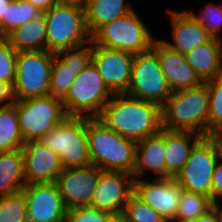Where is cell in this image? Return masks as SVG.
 Here are the masks:
<instances>
[{"label": "cell", "instance_id": "cell-1", "mask_svg": "<svg viewBox=\"0 0 222 222\" xmlns=\"http://www.w3.org/2000/svg\"><path fill=\"white\" fill-rule=\"evenodd\" d=\"M98 118L119 135L136 142L162 130V107L126 93L113 94Z\"/></svg>", "mask_w": 222, "mask_h": 222}, {"label": "cell", "instance_id": "cell-2", "mask_svg": "<svg viewBox=\"0 0 222 222\" xmlns=\"http://www.w3.org/2000/svg\"><path fill=\"white\" fill-rule=\"evenodd\" d=\"M87 139L91 164L101 170L133 175L136 141L119 135L98 117H87Z\"/></svg>", "mask_w": 222, "mask_h": 222}, {"label": "cell", "instance_id": "cell-3", "mask_svg": "<svg viewBox=\"0 0 222 222\" xmlns=\"http://www.w3.org/2000/svg\"><path fill=\"white\" fill-rule=\"evenodd\" d=\"M209 90L206 82L173 91L162 106V128L208 136Z\"/></svg>", "mask_w": 222, "mask_h": 222}, {"label": "cell", "instance_id": "cell-4", "mask_svg": "<svg viewBox=\"0 0 222 222\" xmlns=\"http://www.w3.org/2000/svg\"><path fill=\"white\" fill-rule=\"evenodd\" d=\"M46 20L47 51L56 53L89 44L85 10L58 2L43 12Z\"/></svg>", "mask_w": 222, "mask_h": 222}, {"label": "cell", "instance_id": "cell-5", "mask_svg": "<svg viewBox=\"0 0 222 222\" xmlns=\"http://www.w3.org/2000/svg\"><path fill=\"white\" fill-rule=\"evenodd\" d=\"M40 141L59 155L63 169L91 164L88 153L87 117L67 116Z\"/></svg>", "mask_w": 222, "mask_h": 222}, {"label": "cell", "instance_id": "cell-6", "mask_svg": "<svg viewBox=\"0 0 222 222\" xmlns=\"http://www.w3.org/2000/svg\"><path fill=\"white\" fill-rule=\"evenodd\" d=\"M112 95L91 61L76 76L62 102L67 116L94 118L101 115Z\"/></svg>", "mask_w": 222, "mask_h": 222}, {"label": "cell", "instance_id": "cell-7", "mask_svg": "<svg viewBox=\"0 0 222 222\" xmlns=\"http://www.w3.org/2000/svg\"><path fill=\"white\" fill-rule=\"evenodd\" d=\"M91 41L108 49L136 55L150 51L155 38L145 22L132 10L101 27L91 37Z\"/></svg>", "mask_w": 222, "mask_h": 222}, {"label": "cell", "instance_id": "cell-8", "mask_svg": "<svg viewBox=\"0 0 222 222\" xmlns=\"http://www.w3.org/2000/svg\"><path fill=\"white\" fill-rule=\"evenodd\" d=\"M55 53L47 50L17 52L14 100L49 95L50 75Z\"/></svg>", "mask_w": 222, "mask_h": 222}, {"label": "cell", "instance_id": "cell-9", "mask_svg": "<svg viewBox=\"0 0 222 222\" xmlns=\"http://www.w3.org/2000/svg\"><path fill=\"white\" fill-rule=\"evenodd\" d=\"M24 142L40 140L60 124L67 114L62 99L52 95L14 100Z\"/></svg>", "mask_w": 222, "mask_h": 222}, {"label": "cell", "instance_id": "cell-10", "mask_svg": "<svg viewBox=\"0 0 222 222\" xmlns=\"http://www.w3.org/2000/svg\"><path fill=\"white\" fill-rule=\"evenodd\" d=\"M221 158L214 136L202 137L192 148L190 156L175 180L183 190L211 198L212 176Z\"/></svg>", "mask_w": 222, "mask_h": 222}, {"label": "cell", "instance_id": "cell-11", "mask_svg": "<svg viewBox=\"0 0 222 222\" xmlns=\"http://www.w3.org/2000/svg\"><path fill=\"white\" fill-rule=\"evenodd\" d=\"M171 93L157 55L152 50L136 54L126 94L162 107Z\"/></svg>", "mask_w": 222, "mask_h": 222}, {"label": "cell", "instance_id": "cell-12", "mask_svg": "<svg viewBox=\"0 0 222 222\" xmlns=\"http://www.w3.org/2000/svg\"><path fill=\"white\" fill-rule=\"evenodd\" d=\"M22 191L28 222H67V209L55 182L26 184Z\"/></svg>", "mask_w": 222, "mask_h": 222}, {"label": "cell", "instance_id": "cell-13", "mask_svg": "<svg viewBox=\"0 0 222 222\" xmlns=\"http://www.w3.org/2000/svg\"><path fill=\"white\" fill-rule=\"evenodd\" d=\"M134 57L130 52L108 49L92 42V63L112 94L127 92Z\"/></svg>", "mask_w": 222, "mask_h": 222}, {"label": "cell", "instance_id": "cell-14", "mask_svg": "<svg viewBox=\"0 0 222 222\" xmlns=\"http://www.w3.org/2000/svg\"><path fill=\"white\" fill-rule=\"evenodd\" d=\"M133 193L132 175L121 171L101 170L89 207L119 216Z\"/></svg>", "mask_w": 222, "mask_h": 222}, {"label": "cell", "instance_id": "cell-15", "mask_svg": "<svg viewBox=\"0 0 222 222\" xmlns=\"http://www.w3.org/2000/svg\"><path fill=\"white\" fill-rule=\"evenodd\" d=\"M100 172L93 164L63 169L55 183L67 210L90 206Z\"/></svg>", "mask_w": 222, "mask_h": 222}, {"label": "cell", "instance_id": "cell-16", "mask_svg": "<svg viewBox=\"0 0 222 222\" xmlns=\"http://www.w3.org/2000/svg\"><path fill=\"white\" fill-rule=\"evenodd\" d=\"M183 189L174 178H155L151 182L134 179V194L168 222H173Z\"/></svg>", "mask_w": 222, "mask_h": 222}, {"label": "cell", "instance_id": "cell-17", "mask_svg": "<svg viewBox=\"0 0 222 222\" xmlns=\"http://www.w3.org/2000/svg\"><path fill=\"white\" fill-rule=\"evenodd\" d=\"M151 50L157 55L161 70L172 92L189 89L203 82L188 64L185 55L171 49L163 40L155 39Z\"/></svg>", "mask_w": 222, "mask_h": 222}, {"label": "cell", "instance_id": "cell-18", "mask_svg": "<svg viewBox=\"0 0 222 222\" xmlns=\"http://www.w3.org/2000/svg\"><path fill=\"white\" fill-rule=\"evenodd\" d=\"M22 151L26 184L55 182L63 171L59 155L40 140L26 142Z\"/></svg>", "mask_w": 222, "mask_h": 222}, {"label": "cell", "instance_id": "cell-19", "mask_svg": "<svg viewBox=\"0 0 222 222\" xmlns=\"http://www.w3.org/2000/svg\"><path fill=\"white\" fill-rule=\"evenodd\" d=\"M153 172L158 178H167L165 161V128L152 136L137 142L134 179H141L146 171Z\"/></svg>", "mask_w": 222, "mask_h": 222}, {"label": "cell", "instance_id": "cell-20", "mask_svg": "<svg viewBox=\"0 0 222 222\" xmlns=\"http://www.w3.org/2000/svg\"><path fill=\"white\" fill-rule=\"evenodd\" d=\"M168 12L171 16L173 43L163 41L171 49L185 55L194 47L205 44L212 38L207 30L185 10L183 12L168 10Z\"/></svg>", "mask_w": 222, "mask_h": 222}, {"label": "cell", "instance_id": "cell-21", "mask_svg": "<svg viewBox=\"0 0 222 222\" xmlns=\"http://www.w3.org/2000/svg\"><path fill=\"white\" fill-rule=\"evenodd\" d=\"M203 136L190 131L165 129L167 178H176L186 164L194 145ZM192 142V143H191Z\"/></svg>", "mask_w": 222, "mask_h": 222}, {"label": "cell", "instance_id": "cell-22", "mask_svg": "<svg viewBox=\"0 0 222 222\" xmlns=\"http://www.w3.org/2000/svg\"><path fill=\"white\" fill-rule=\"evenodd\" d=\"M185 57L203 82L222 74L220 43L217 38H211L207 43L194 47Z\"/></svg>", "mask_w": 222, "mask_h": 222}, {"label": "cell", "instance_id": "cell-23", "mask_svg": "<svg viewBox=\"0 0 222 222\" xmlns=\"http://www.w3.org/2000/svg\"><path fill=\"white\" fill-rule=\"evenodd\" d=\"M4 38L16 52L47 50L44 13L24 25L14 28Z\"/></svg>", "mask_w": 222, "mask_h": 222}, {"label": "cell", "instance_id": "cell-24", "mask_svg": "<svg viewBox=\"0 0 222 222\" xmlns=\"http://www.w3.org/2000/svg\"><path fill=\"white\" fill-rule=\"evenodd\" d=\"M134 10L126 0H90L85 9V25L90 37L101 27Z\"/></svg>", "mask_w": 222, "mask_h": 222}, {"label": "cell", "instance_id": "cell-25", "mask_svg": "<svg viewBox=\"0 0 222 222\" xmlns=\"http://www.w3.org/2000/svg\"><path fill=\"white\" fill-rule=\"evenodd\" d=\"M25 185L22 149L0 152V196L20 192Z\"/></svg>", "mask_w": 222, "mask_h": 222}, {"label": "cell", "instance_id": "cell-26", "mask_svg": "<svg viewBox=\"0 0 222 222\" xmlns=\"http://www.w3.org/2000/svg\"><path fill=\"white\" fill-rule=\"evenodd\" d=\"M24 144L16 105L0 106V152L22 149Z\"/></svg>", "mask_w": 222, "mask_h": 222}, {"label": "cell", "instance_id": "cell-27", "mask_svg": "<svg viewBox=\"0 0 222 222\" xmlns=\"http://www.w3.org/2000/svg\"><path fill=\"white\" fill-rule=\"evenodd\" d=\"M42 12L26 0H12L0 20V37H5L14 28L24 25Z\"/></svg>", "mask_w": 222, "mask_h": 222}, {"label": "cell", "instance_id": "cell-28", "mask_svg": "<svg viewBox=\"0 0 222 222\" xmlns=\"http://www.w3.org/2000/svg\"><path fill=\"white\" fill-rule=\"evenodd\" d=\"M213 201L203 194L183 190L173 221L191 222L212 208Z\"/></svg>", "mask_w": 222, "mask_h": 222}, {"label": "cell", "instance_id": "cell-29", "mask_svg": "<svg viewBox=\"0 0 222 222\" xmlns=\"http://www.w3.org/2000/svg\"><path fill=\"white\" fill-rule=\"evenodd\" d=\"M209 90L208 136L222 132V74L205 81Z\"/></svg>", "mask_w": 222, "mask_h": 222}, {"label": "cell", "instance_id": "cell-30", "mask_svg": "<svg viewBox=\"0 0 222 222\" xmlns=\"http://www.w3.org/2000/svg\"><path fill=\"white\" fill-rule=\"evenodd\" d=\"M23 191L0 196V222H28Z\"/></svg>", "mask_w": 222, "mask_h": 222}, {"label": "cell", "instance_id": "cell-31", "mask_svg": "<svg viewBox=\"0 0 222 222\" xmlns=\"http://www.w3.org/2000/svg\"><path fill=\"white\" fill-rule=\"evenodd\" d=\"M78 74L79 71H73L55 56L50 75V95L63 99Z\"/></svg>", "mask_w": 222, "mask_h": 222}, {"label": "cell", "instance_id": "cell-32", "mask_svg": "<svg viewBox=\"0 0 222 222\" xmlns=\"http://www.w3.org/2000/svg\"><path fill=\"white\" fill-rule=\"evenodd\" d=\"M122 216L130 222H168L162 215L139 199L134 193L127 201Z\"/></svg>", "mask_w": 222, "mask_h": 222}, {"label": "cell", "instance_id": "cell-33", "mask_svg": "<svg viewBox=\"0 0 222 222\" xmlns=\"http://www.w3.org/2000/svg\"><path fill=\"white\" fill-rule=\"evenodd\" d=\"M196 22L201 24L212 38H220L222 29V2L219 5L208 4L197 16V14L186 11Z\"/></svg>", "mask_w": 222, "mask_h": 222}, {"label": "cell", "instance_id": "cell-34", "mask_svg": "<svg viewBox=\"0 0 222 222\" xmlns=\"http://www.w3.org/2000/svg\"><path fill=\"white\" fill-rule=\"evenodd\" d=\"M55 56L73 71H79V74L92 61V41L89 46L84 45L74 49L62 50L55 53ZM62 56V57H61Z\"/></svg>", "mask_w": 222, "mask_h": 222}, {"label": "cell", "instance_id": "cell-35", "mask_svg": "<svg viewBox=\"0 0 222 222\" xmlns=\"http://www.w3.org/2000/svg\"><path fill=\"white\" fill-rule=\"evenodd\" d=\"M16 61L17 52L4 37H0V81L11 87L16 78Z\"/></svg>", "mask_w": 222, "mask_h": 222}, {"label": "cell", "instance_id": "cell-36", "mask_svg": "<svg viewBox=\"0 0 222 222\" xmlns=\"http://www.w3.org/2000/svg\"><path fill=\"white\" fill-rule=\"evenodd\" d=\"M117 216L91 207L67 210V222H115Z\"/></svg>", "mask_w": 222, "mask_h": 222}, {"label": "cell", "instance_id": "cell-37", "mask_svg": "<svg viewBox=\"0 0 222 222\" xmlns=\"http://www.w3.org/2000/svg\"><path fill=\"white\" fill-rule=\"evenodd\" d=\"M222 161V158H220ZM217 162L212 176L211 200L222 198V162ZM220 197V198H219Z\"/></svg>", "mask_w": 222, "mask_h": 222}, {"label": "cell", "instance_id": "cell-38", "mask_svg": "<svg viewBox=\"0 0 222 222\" xmlns=\"http://www.w3.org/2000/svg\"><path fill=\"white\" fill-rule=\"evenodd\" d=\"M3 102H5L3 104ZM14 103L12 87L3 81H0V104L1 107L8 106ZM3 104V105H2Z\"/></svg>", "mask_w": 222, "mask_h": 222}, {"label": "cell", "instance_id": "cell-39", "mask_svg": "<svg viewBox=\"0 0 222 222\" xmlns=\"http://www.w3.org/2000/svg\"><path fill=\"white\" fill-rule=\"evenodd\" d=\"M37 7L42 13L51 9L59 0H26Z\"/></svg>", "mask_w": 222, "mask_h": 222}, {"label": "cell", "instance_id": "cell-40", "mask_svg": "<svg viewBox=\"0 0 222 222\" xmlns=\"http://www.w3.org/2000/svg\"><path fill=\"white\" fill-rule=\"evenodd\" d=\"M191 222H217L214 209L211 208L205 214L200 215L196 220Z\"/></svg>", "mask_w": 222, "mask_h": 222}, {"label": "cell", "instance_id": "cell-41", "mask_svg": "<svg viewBox=\"0 0 222 222\" xmlns=\"http://www.w3.org/2000/svg\"><path fill=\"white\" fill-rule=\"evenodd\" d=\"M59 2L66 5L79 7L85 10L87 6L89 5L90 0H59Z\"/></svg>", "mask_w": 222, "mask_h": 222}, {"label": "cell", "instance_id": "cell-42", "mask_svg": "<svg viewBox=\"0 0 222 222\" xmlns=\"http://www.w3.org/2000/svg\"><path fill=\"white\" fill-rule=\"evenodd\" d=\"M220 206L218 199L212 203V208L215 211L217 222H222V207Z\"/></svg>", "mask_w": 222, "mask_h": 222}, {"label": "cell", "instance_id": "cell-43", "mask_svg": "<svg viewBox=\"0 0 222 222\" xmlns=\"http://www.w3.org/2000/svg\"><path fill=\"white\" fill-rule=\"evenodd\" d=\"M11 1L12 0H0V20L3 15H5L6 8L10 5Z\"/></svg>", "mask_w": 222, "mask_h": 222}, {"label": "cell", "instance_id": "cell-44", "mask_svg": "<svg viewBox=\"0 0 222 222\" xmlns=\"http://www.w3.org/2000/svg\"><path fill=\"white\" fill-rule=\"evenodd\" d=\"M214 138L216 139V141L218 143L220 153H221V158H222V132L215 134Z\"/></svg>", "mask_w": 222, "mask_h": 222}, {"label": "cell", "instance_id": "cell-45", "mask_svg": "<svg viewBox=\"0 0 222 222\" xmlns=\"http://www.w3.org/2000/svg\"><path fill=\"white\" fill-rule=\"evenodd\" d=\"M115 222H130V221H128L122 215H119V216L116 217Z\"/></svg>", "mask_w": 222, "mask_h": 222}, {"label": "cell", "instance_id": "cell-46", "mask_svg": "<svg viewBox=\"0 0 222 222\" xmlns=\"http://www.w3.org/2000/svg\"><path fill=\"white\" fill-rule=\"evenodd\" d=\"M218 40L220 43V51H221V58H222V38L220 37Z\"/></svg>", "mask_w": 222, "mask_h": 222}]
</instances>
